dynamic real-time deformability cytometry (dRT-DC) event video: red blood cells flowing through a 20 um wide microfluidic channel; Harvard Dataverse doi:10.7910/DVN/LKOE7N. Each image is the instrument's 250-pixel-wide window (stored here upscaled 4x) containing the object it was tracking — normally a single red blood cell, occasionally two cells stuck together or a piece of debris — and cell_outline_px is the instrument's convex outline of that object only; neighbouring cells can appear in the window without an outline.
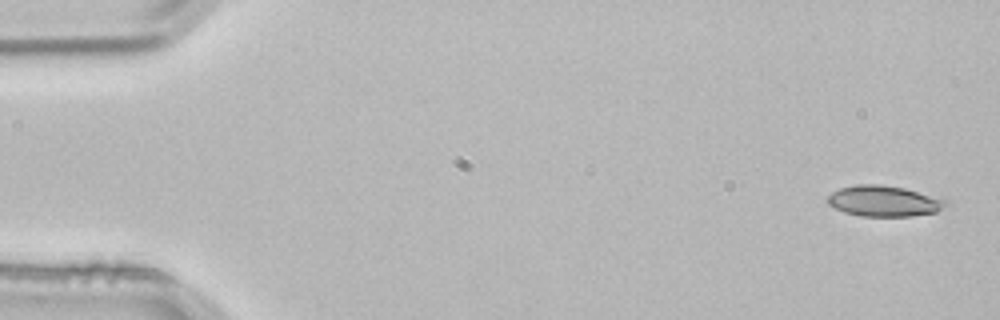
{"species": "common noctule bat (a hibernating species)", "species_latin": "Nyctalus noctula", "temperature_condition": "room temperature", "stored_images_in_passage": 4, "camera_frame_rate_fps": 3000, "um_per_image_px": 0.085, "animal": {"sex": "male", "body_mass_g": 21.5, "forearm_length_mm": 52.0}, "frame": {"image": 1, "passage_image": 1, "time_ms": 0.0, "image_size_px": [1000, 320], "cell_outline_px": [[948, 204], [936, 212], [912, 216], [860, 216], [844, 212], [828, 204], [828, 196], [832, 192], [840, 188], [856, 184], [880, 184], [904, 188], [948, 200]], "centroid_in_image_um": [75.13, 17.09], "position_along_channel_um": 9.9, "area_um2": 21.15}}
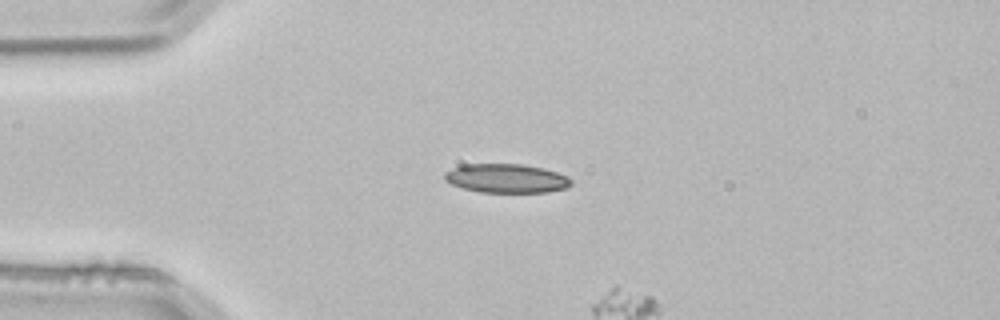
{"frame": {"image": 2, "passage_image": 3, "time_ms": 0.667, "image_size_px": [1000, 320], "cell_outline_px": [[572, 184], [564, 188], [548, 192], [480, 192], [464, 188], [452, 184], [444, 180], [444, 172], [452, 168], [464, 164], [520, 164], [544, 168], [568, 176], [572, 180]], "centroid_in_image_um": [43.03, 15.15], "position_along_channel_um": 42.0, "area_um2": 21.33}}